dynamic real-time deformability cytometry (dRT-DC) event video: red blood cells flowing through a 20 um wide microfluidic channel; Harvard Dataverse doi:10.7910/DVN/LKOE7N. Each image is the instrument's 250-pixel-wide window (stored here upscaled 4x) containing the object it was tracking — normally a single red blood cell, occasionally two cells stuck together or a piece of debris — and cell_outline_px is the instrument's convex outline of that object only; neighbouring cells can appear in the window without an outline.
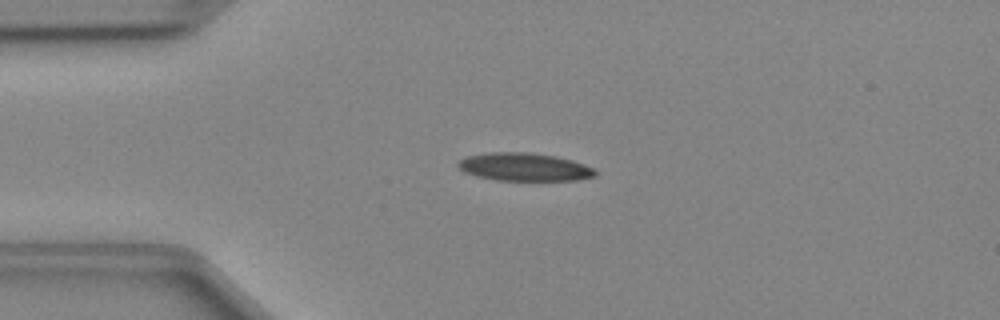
{"species": "Egyptian fruit bat (a non-hibernating species)", "species_latin": "Rousettus aegyptiacus", "temperature_condition": "cold", "stored_images_in_passage": 38, "camera_frame_rate_fps": 3000, "um_per_image_px": 0.085, "animal": {"sex": "female"}, "frame": {"image": 1, "passage_image": 2, "time_ms": 0.333, "image_size_px": [1000, 320], "cell_outline_px": [[596, 176], [576, 180], [496, 180], [476, 176], [464, 172], [456, 164], [460, 160], [468, 156], [488, 152], [532, 152], [556, 156], [572, 160], [596, 168]], "centroid_in_image_um": [44.59, 14.18], "position_along_channel_um": 40.4, "area_um2": 22.48}}
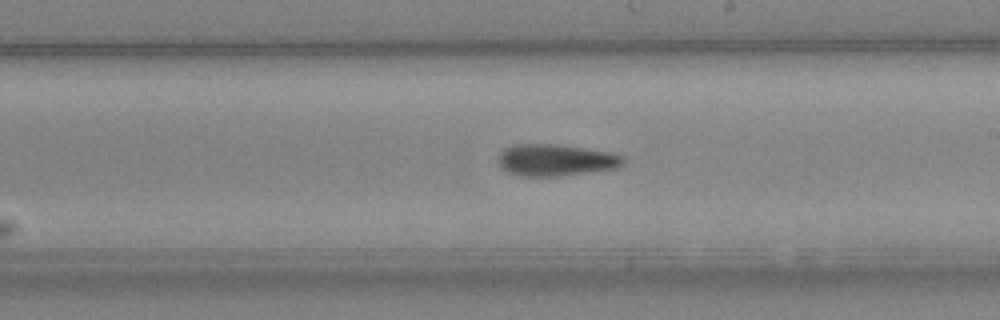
{"frame": {"image": 2, "passage_image": 18, "time_ms": 5.667, "image_size_px": [1000, 320], "cell_outline_px": [[624, 164], [616, 168], [560, 176], [520, 176], [508, 172], [500, 168], [500, 152], [504, 148], [516, 144], [560, 144], [608, 152], [624, 156]], "centroid_in_image_um": [47.23, 13.6], "position_along_channel_um": 241.8, "area_um2": 23.06}}
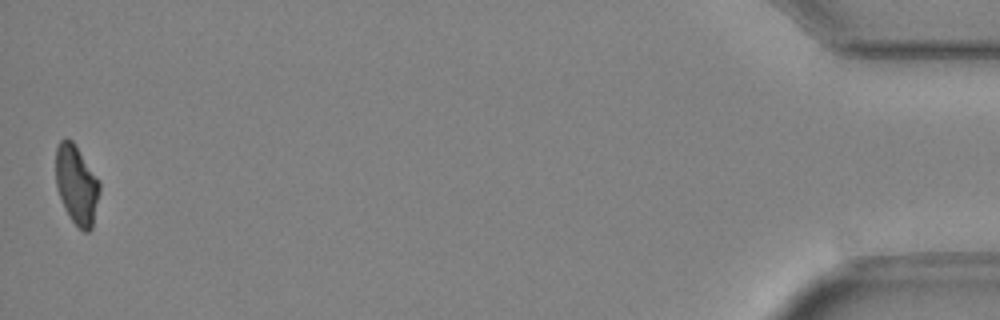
{"frame": {"image": 3, "passage_image": 38, "time_ms": 12.333, "image_size_px": [1000, 320], "cell_outline_px": [[100, 192], [92, 228], [88, 232], [84, 232], [72, 220], [64, 208], [56, 188], [56, 148], [60, 140], [64, 136], [72, 140], [100, 180]], "centroid_in_image_um": [6.51, 15.68], "position_along_channel_um": 428.7, "area_um2": 20.4}}